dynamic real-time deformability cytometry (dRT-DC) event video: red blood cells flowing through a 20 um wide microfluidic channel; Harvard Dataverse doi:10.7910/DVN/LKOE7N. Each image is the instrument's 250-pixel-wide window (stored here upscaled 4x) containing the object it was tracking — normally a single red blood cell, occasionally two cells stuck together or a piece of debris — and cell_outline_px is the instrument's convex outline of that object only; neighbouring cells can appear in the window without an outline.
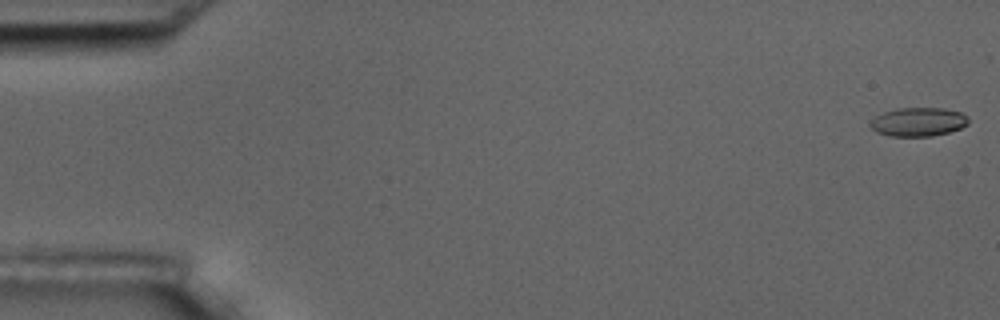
{"species": "common noctule bat (a hibernating species)", "species_latin": "Nyctalus noctula", "temperature_condition": "room temperature", "stored_images_in_passage": 57, "camera_frame_rate_fps": 3000, "um_per_image_px": 0.085, "animal": {"sex": "male", "body_mass_g": 17.5, "forearm_length_mm": 52.3}, "frame": {"image": 1, "passage_image": 1, "time_ms": 0.0, "image_size_px": [1000, 320], "cell_outline_px": [[968, 124], [960, 128], [948, 132], [932, 136], [888, 136], [876, 132], [868, 124], [876, 116], [884, 112], [896, 108], [944, 108], [960, 112], [968, 116]], "centroid_in_image_um": [78.04, 10.36], "position_along_channel_um": 7.0, "area_um2": 16.47}}
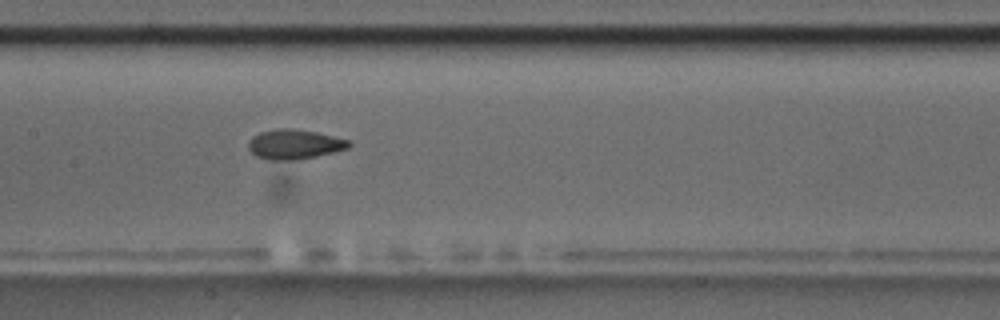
{"frame": {"image": 2, "passage_image": 28, "time_ms": 9.0, "image_size_px": [1000, 320], "cell_outline_px": [[352, 144], [348, 148], [336, 152], [296, 160], [268, 160], [256, 156], [248, 148], [248, 140], [252, 136], [260, 132], [276, 128], [288, 128], [316, 132], [348, 140]], "centroid_in_image_um": [25.0, 12.27], "position_along_channel_um": 182.4, "area_um2": 17.46}}
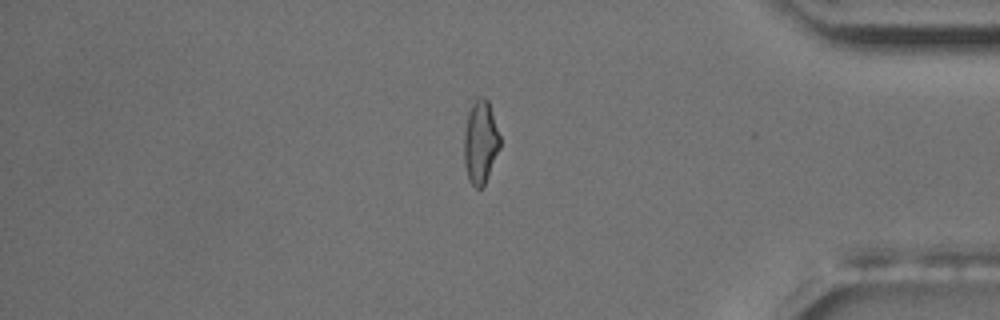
{"frame": {"image": 3, "passage_image": 48, "time_ms": 15.667, "image_size_px": [1000, 320], "cell_outline_px": [[500, 148], [484, 184], [480, 188], [476, 188], [468, 180], [464, 164], [464, 132], [468, 112], [476, 96], [484, 96], [488, 100], [500, 136]], "centroid_in_image_um": [40.83, 12.05], "position_along_channel_um": 394.4, "area_um2": 17.46}, "authors_computed_cell_mechanics": {"area_um2": 17.051, "velocity_mm_per_s": 3.5858, "shape_relaxation_time_tau1_ms": 5.2191, "shape_relaxation_time_tau2_ms": 1.7207, "deformation_change_tau1": 0.1738, "deformation_change_tau2": 0.0771}}